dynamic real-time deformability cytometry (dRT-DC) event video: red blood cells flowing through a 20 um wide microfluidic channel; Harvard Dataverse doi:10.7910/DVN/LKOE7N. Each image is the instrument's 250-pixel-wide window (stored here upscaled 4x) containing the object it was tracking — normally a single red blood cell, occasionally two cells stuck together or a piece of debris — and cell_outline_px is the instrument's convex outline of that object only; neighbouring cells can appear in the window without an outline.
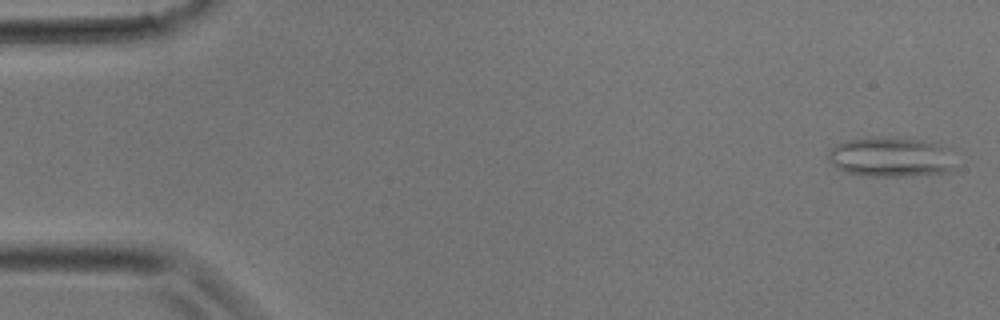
{"species": "common noctule bat (a hibernating species)", "species_latin": "Nyctalus noctula", "temperature_condition": "room temperature", "stored_images_in_passage": 22, "camera_frame_rate_fps": 3000, "um_per_image_px": 0.085, "animal": {"sex": "male", "body_mass_g": 17.9}, "frame": {"image": 1, "passage_image": 1, "time_ms": 0.0, "image_size_px": [1000, 320], "cell_outline_px": [[956, 168], [952, 172], [900, 176], [868, 176], [844, 172], [836, 168], [828, 160], [828, 152], [836, 144], [844, 140], [876, 136], [908, 136], [952, 144]], "centroid_in_image_um": [75.86, 13.29], "position_along_channel_um": 9.1, "area_um2": 31.33}}
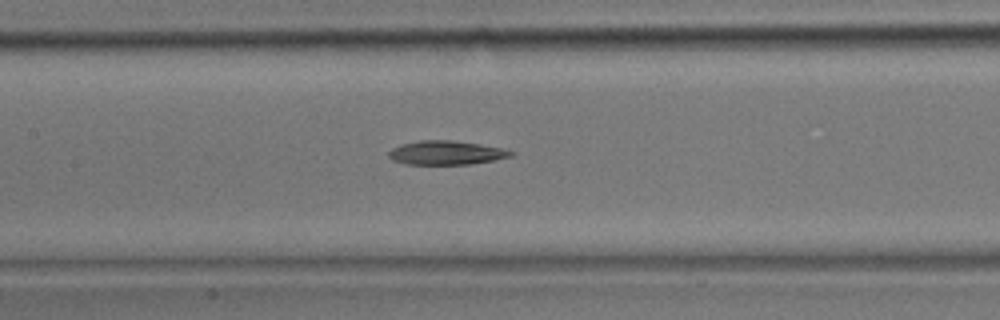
{"frame": {"image": 2, "passage_image": 14, "time_ms": 4.333, "image_size_px": [1000, 320], "cell_outline_px": [[516, 152], [512, 156], [492, 160], [468, 164], [404, 164], [392, 160], [388, 156], [388, 152], [392, 148], [404, 144], [420, 140], [448, 140], [480, 144], [500, 148]], "centroid_in_image_um": [37.9, 12.99], "position_along_channel_um": 169.5, "area_um2": 16.82}}
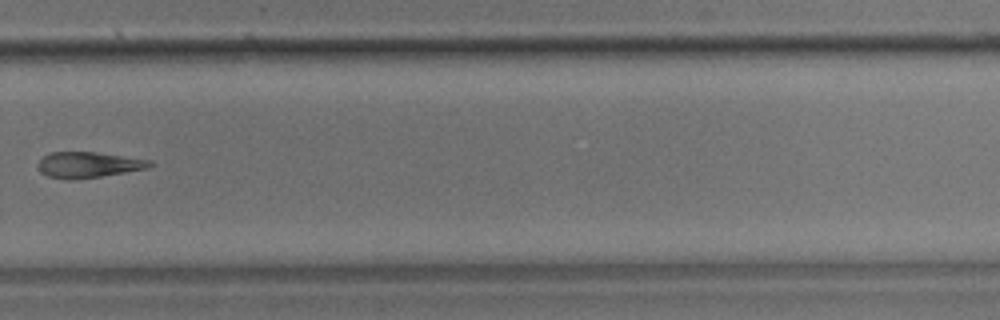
{"frame": {"image": 3, "passage_image": 21, "time_ms": 6.667, "image_size_px": [1000, 320], "cell_outline_px": [[156, 164], [148, 168], [76, 180], [68, 180], [48, 176], [40, 172], [36, 164], [44, 156], [52, 152], [96, 152], [152, 160]], "centroid_in_image_um": [7.52, 14.01], "position_along_channel_um": 322.3, "area_um2": 16.88}}